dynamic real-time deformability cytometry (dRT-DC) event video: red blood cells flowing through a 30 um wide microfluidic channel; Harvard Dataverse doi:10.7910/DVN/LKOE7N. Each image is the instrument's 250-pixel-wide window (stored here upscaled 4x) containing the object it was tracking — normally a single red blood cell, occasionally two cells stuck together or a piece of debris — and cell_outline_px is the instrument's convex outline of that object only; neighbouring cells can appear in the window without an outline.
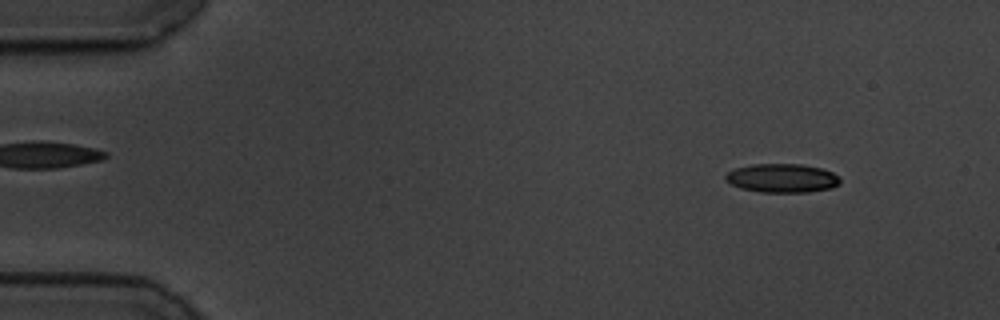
{"species": "common noctule bat (a hibernating species)", "species_latin": "Nyctalus noctula", "temperature_condition": "cold", "stored_images_in_passage": 58, "camera_frame_rate_fps": 3000, "um_per_image_px": 0.085, "animal": {"sex": "male", "body_mass_g": 19.5, "forearm_length_mm": 54.6}, "frame": {"image": 1, "passage_image": 6, "time_ms": 1.667, "image_size_px": [1000, 320], "cell_outline_px": [[840, 184], [832, 188], [808, 192], [760, 192], [740, 188], [724, 180], [724, 176], [728, 172], [736, 168], [752, 164], [804, 164], [820, 168], [832, 172], [840, 176]], "centroid_in_image_um": [66.49, 15.14], "position_along_channel_um": 18.5, "area_um2": 19.36}}
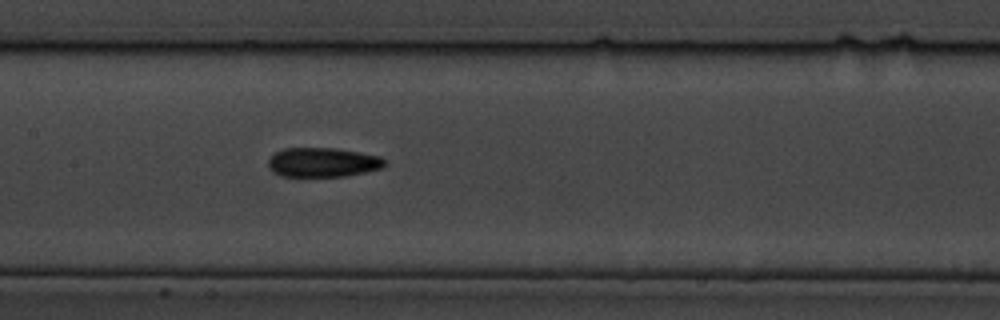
{"frame": {"image": 2, "passage_image": 28, "time_ms": 9.0, "image_size_px": [1000, 320], "cell_outline_px": [[388, 164], [384, 168], [344, 176], [280, 176], [272, 172], [268, 168], [268, 160], [276, 152], [284, 148], [336, 148], [360, 152], [380, 156]], "centroid_in_image_um": [27.44, 13.8], "position_along_channel_um": 180.0, "area_um2": 20.06}}
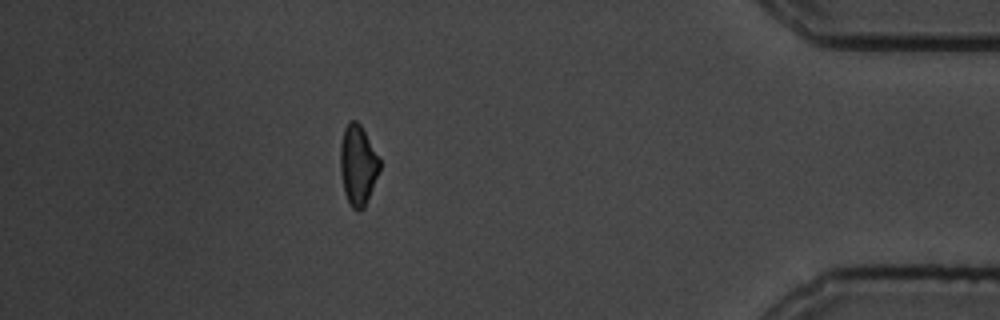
{"frame": {"image": 3, "passage_image": 51, "time_ms": 16.667, "image_size_px": [1000, 320], "cell_outline_px": [[380, 168], [364, 208], [356, 212], [352, 208], [344, 192], [340, 172], [340, 144], [344, 128], [348, 120], [356, 120], [360, 124], [380, 160]], "centroid_in_image_um": [30.39, 14.02], "position_along_channel_um": 404.8, "area_um2": 18.26}, "authors_computed_cell_mechanics": {"area_um2": 19.1029, "velocity_mm_per_s": 3.4938, "shape_relaxation_time_tau1_ms": 6.2085, "shape_relaxation_time_tau2_ms": 9.7855, "deformation_change_tau1": 0.1278, "deformation_change_tau2": 0.2067}}